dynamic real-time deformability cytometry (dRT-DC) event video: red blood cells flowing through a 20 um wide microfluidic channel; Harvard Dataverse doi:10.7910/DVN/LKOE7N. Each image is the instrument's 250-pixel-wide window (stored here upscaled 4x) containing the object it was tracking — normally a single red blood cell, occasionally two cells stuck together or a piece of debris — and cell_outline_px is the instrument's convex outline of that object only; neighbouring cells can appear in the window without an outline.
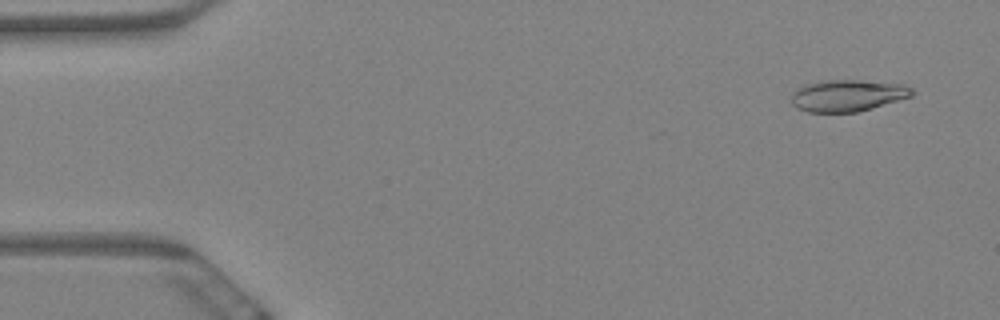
{"species": "Egyptian fruit bat (a non-hibernating species)", "species_latin": "Rousettus aegyptiacus", "temperature_condition": "warm", "stored_images_in_passage": 6, "camera_frame_rate_fps": 3000, "um_per_image_px": 0.085, "animal": {"sex": "female"}, "frame": {"image": 1, "passage_image": 2, "time_ms": 0.333, "image_size_px": [1000, 320], "cell_outline_px": [[916, 92], [912, 96], [872, 108], [856, 112], [808, 112], [796, 108], [792, 104], [792, 92], [804, 84], [820, 80], [860, 80], [904, 84], [912, 88]], "centroid_in_image_um": [72.04, 8.11], "position_along_channel_um": 13.0, "area_um2": 22.48}}
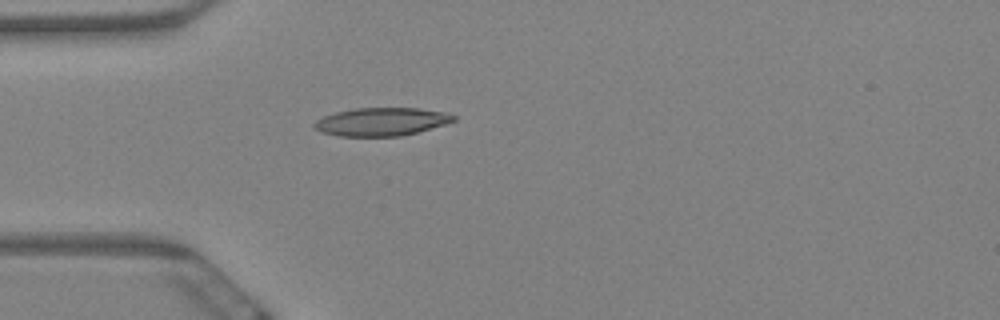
{"frame": {"image": 2, "passage_image": 6, "time_ms": 1.667, "image_size_px": [1000, 320], "cell_outline_px": [[456, 120], [448, 124], [400, 136], [340, 136], [320, 132], [312, 128], [312, 124], [316, 120], [324, 116], [336, 112], [356, 108], [416, 108], [448, 112], [456, 116]], "centroid_in_image_um": [32.43, 10.34], "position_along_channel_um": 52.6, "area_um2": 23.0}}